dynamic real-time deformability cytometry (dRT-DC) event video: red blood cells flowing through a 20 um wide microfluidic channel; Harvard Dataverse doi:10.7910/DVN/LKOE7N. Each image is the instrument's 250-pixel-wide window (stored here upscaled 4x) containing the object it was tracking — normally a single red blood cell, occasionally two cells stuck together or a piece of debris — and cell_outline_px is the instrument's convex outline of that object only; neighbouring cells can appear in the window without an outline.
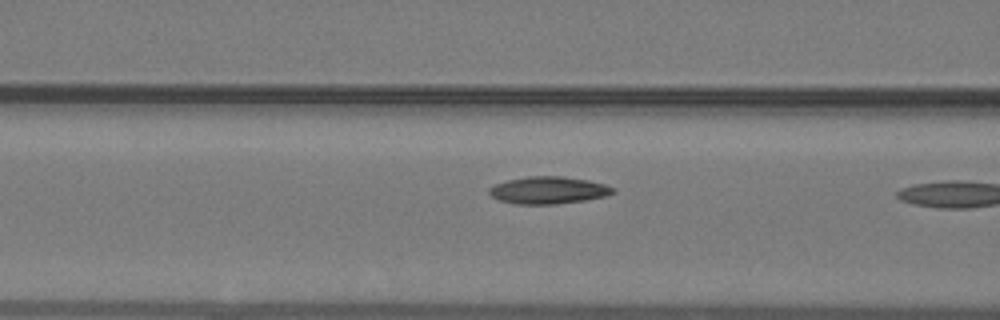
{"species": "common noctule bat (a hibernating species)", "species_latin": "Nyctalus noctula", "temperature_condition": "warm", "stored_images_in_passage": 11, "camera_frame_rate_fps": 3000, "um_per_image_px": 0.085, "animal": {"sex": "male", "body_mass_g": 19.2, "forearm_length_mm": 51.8}, "frame": {"image": 1, "passage_image": 10, "time_ms": 3.0, "image_size_px": [1000, 320], "cell_outline_px": [[616, 192], [608, 196], [584, 200], [556, 204], [516, 204], [500, 200], [492, 196], [488, 192], [488, 188], [496, 184], [508, 180], [528, 176], [560, 176], [588, 180], [604, 184], [616, 188]], "centroid_in_image_um": [46.65, 16.17], "position_along_channel_um": 120.0, "area_um2": 19.65}}